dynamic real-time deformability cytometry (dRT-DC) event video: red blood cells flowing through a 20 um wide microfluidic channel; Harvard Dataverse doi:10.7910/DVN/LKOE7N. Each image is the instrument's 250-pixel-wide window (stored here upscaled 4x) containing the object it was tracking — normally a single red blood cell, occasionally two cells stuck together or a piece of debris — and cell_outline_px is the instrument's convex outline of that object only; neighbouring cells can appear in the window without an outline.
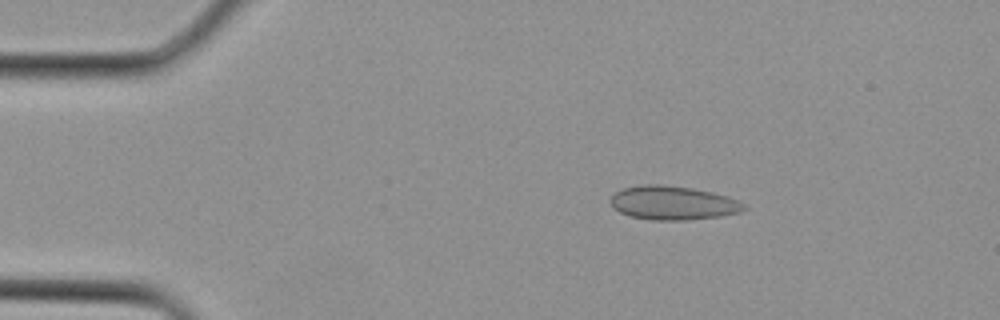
{"species": "Egyptian fruit bat (a non-hibernating species)", "species_latin": "Rousettus aegyptiacus", "temperature_condition": "cold", "stored_images_in_passage": 4, "camera_frame_rate_fps": 3000, "um_per_image_px": 0.085, "animal": {"sex": "female"}, "frame": {"image": 1, "passage_image": 2, "time_ms": 0.333, "image_size_px": [1000, 320], "cell_outline_px": [[748, 208], [740, 212], [720, 216], [684, 220], [652, 220], [632, 216], [620, 212], [608, 200], [616, 192], [624, 188], [648, 184], [660, 184], [692, 188], [712, 192], [736, 200], [744, 204]], "centroid_in_image_um": [57.2, 17.25], "position_along_channel_um": 27.8, "area_um2": 25.95}}